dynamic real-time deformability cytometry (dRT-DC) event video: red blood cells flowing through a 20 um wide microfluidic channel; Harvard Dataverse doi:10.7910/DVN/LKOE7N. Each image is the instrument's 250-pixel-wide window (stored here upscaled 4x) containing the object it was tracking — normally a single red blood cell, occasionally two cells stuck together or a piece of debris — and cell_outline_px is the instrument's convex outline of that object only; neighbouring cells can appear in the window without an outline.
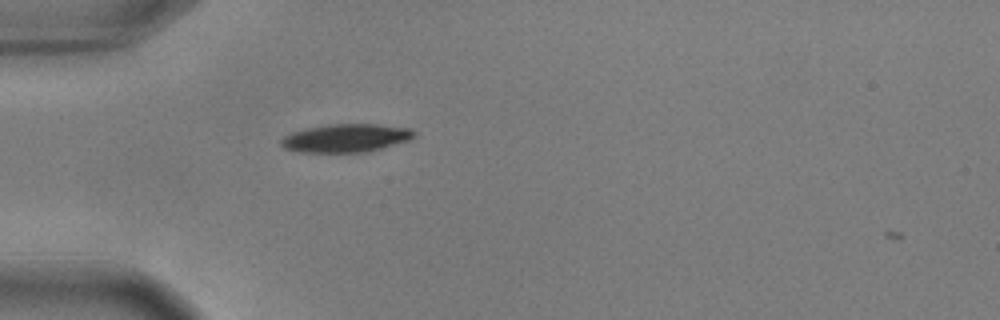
{"species": "common noctule bat (a hibernating species)", "species_latin": "Nyctalus noctula", "temperature_condition": "warm", "stored_images_in_passage": 3, "camera_frame_rate_fps": 3000, "um_per_image_px": 0.085, "animal": {"sex": "male", "body_mass_g": 17.9, "forearm_length_mm": 54.2}, "frame": {"image": 1, "passage_image": 2, "time_ms": 0.333, "image_size_px": [1000, 320], "cell_outline_px": [[416, 136], [408, 140], [368, 152], [300, 152], [284, 148], [280, 144], [280, 140], [284, 136], [292, 132], [304, 128], [328, 124], [376, 124], [408, 128], [416, 132]], "centroid_in_image_um": [29.38, 11.73], "position_along_channel_um": 55.6, "area_um2": 21.91}}